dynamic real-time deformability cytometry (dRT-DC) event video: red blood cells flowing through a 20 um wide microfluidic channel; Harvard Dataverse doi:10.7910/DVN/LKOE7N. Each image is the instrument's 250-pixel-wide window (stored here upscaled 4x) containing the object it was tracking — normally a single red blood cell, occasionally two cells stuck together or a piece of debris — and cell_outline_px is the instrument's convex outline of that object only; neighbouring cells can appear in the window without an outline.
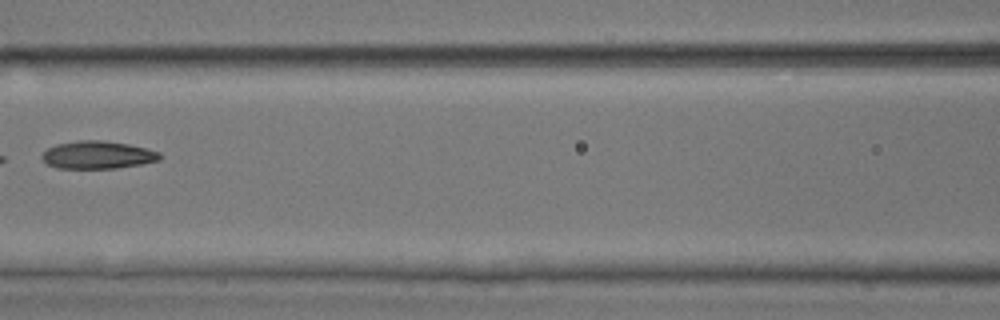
{"species": "common noctule bat (a hibernating species)", "species_latin": "Nyctalus noctula", "temperature_condition": "room temperature", "stored_images_in_passage": 5, "camera_frame_rate_fps": 3000, "um_per_image_px": 0.085, "animal": {"sex": "male", "body_mass_g": 17.9, "forearm_length_mm": 54.2}, "frame": {"image": 1, "passage_image": 4, "time_ms": 1.0, "image_size_px": [1000, 320], "cell_outline_px": [[160, 160], [140, 164], [116, 168], [56, 168], [48, 164], [40, 156], [48, 148], [56, 144], [80, 140], [100, 140], [128, 144], [160, 152]], "centroid_in_image_um": [8.28, 13.17], "position_along_channel_um": 158.3, "area_um2": 18.84}}
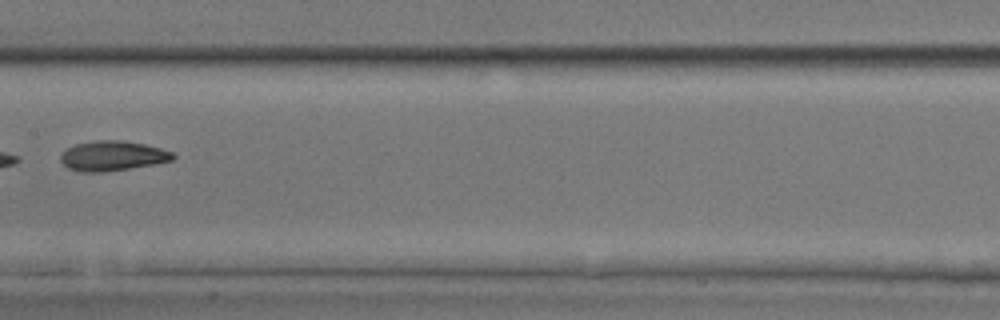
{"frame": {"image": 2, "passage_image": 5, "time_ms": 1.333, "image_size_px": [1000, 320], "cell_outline_px": [[176, 156], [172, 160], [156, 164], [104, 172], [80, 172], [68, 168], [60, 160], [60, 152], [76, 144], [96, 140], [120, 140], [144, 144], [160, 148], [172, 152]], "centroid_in_image_um": [9.55, 13.25], "position_along_channel_um": 197.9, "area_um2": 19.59}}